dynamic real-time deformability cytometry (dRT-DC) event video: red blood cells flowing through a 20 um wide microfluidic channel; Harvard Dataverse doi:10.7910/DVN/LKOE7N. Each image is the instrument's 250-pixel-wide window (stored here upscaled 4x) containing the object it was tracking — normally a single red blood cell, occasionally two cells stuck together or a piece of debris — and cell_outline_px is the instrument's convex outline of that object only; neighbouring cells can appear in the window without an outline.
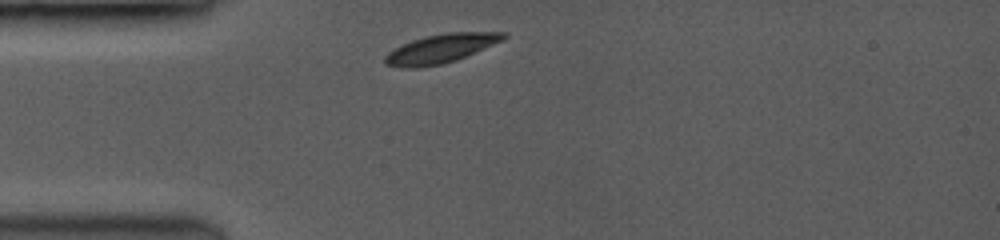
{"species": "common noctule bat (a hibernating species)", "species_latin": "Nyctalus noctula", "temperature_condition": "room temperature", "stored_images_in_passage": 7, "camera_frame_rate_fps": 3500, "um_per_image_px": 0.085, "animal": {"sex": "female", "body_mass_g": 19.0, "forearm_length_mm": 53.3}, "frame": {"image": 1, "passage_image": 1, "time_ms": 0.0, "image_size_px": [1000, 240], "cell_outline_px": [[508, 36], [492, 44], [456, 60], [440, 64], [412, 68], [408, 68], [384, 64], [384, 56], [388, 52], [412, 40], [424, 36], [444, 32], [508, 32]], "centroid_in_image_um": [37.44, 4.11], "position_along_channel_um": 47.6, "area_um2": 19.54}}
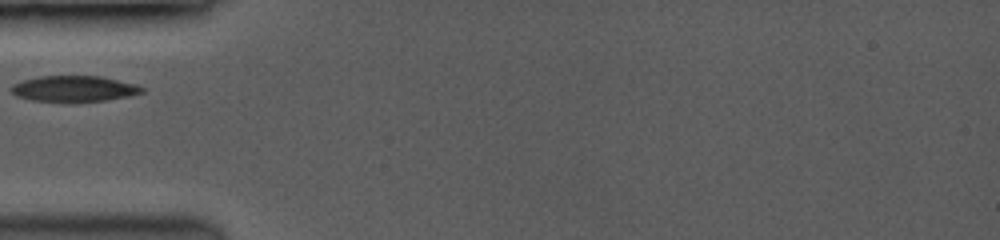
{"frame": {"image": 2, "passage_image": 3, "time_ms": 1.143, "image_size_px": [1000, 240], "cell_outline_px": [[144, 92], [128, 96], [104, 100], [32, 100], [20, 96], [12, 92], [12, 84], [20, 80], [40, 76], [100, 76], [136, 84], [144, 88]], "centroid_in_image_um": [6.31, 7.5], "position_along_channel_um": 78.7, "area_um2": 19.07}}
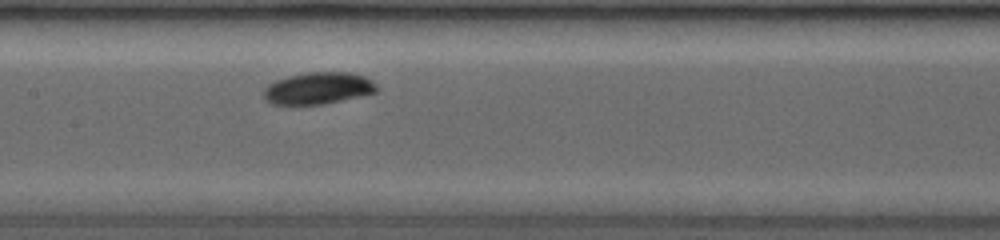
{"frame": {"image": 3, "passage_image": 7, "time_ms": 3.714, "image_size_px": [1000, 240], "cell_outline_px": [[376, 92], [320, 104], [272, 104], [264, 96], [264, 88], [268, 84], [276, 80], [288, 76], [308, 72], [348, 72], [364, 76], [372, 80], [376, 84]], "centroid_in_image_um": [27.02, 7.48], "position_along_channel_um": 180.4, "area_um2": 20.58}}